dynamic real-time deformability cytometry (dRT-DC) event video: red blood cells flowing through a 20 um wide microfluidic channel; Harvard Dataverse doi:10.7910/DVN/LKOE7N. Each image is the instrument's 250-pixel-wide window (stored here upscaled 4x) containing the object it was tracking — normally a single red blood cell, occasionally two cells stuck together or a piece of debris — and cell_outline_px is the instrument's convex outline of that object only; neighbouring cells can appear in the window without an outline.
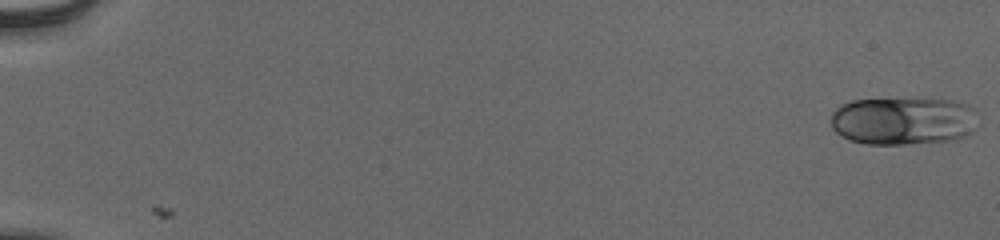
{"species": "human", "species_latin": "Homo sapiens", "temperature_condition": "cold", "stored_images_in_passage": 55, "camera_frame_rate_fps": 3000, "um_per_image_px": 0.085, "donor": {"sex": "male"}, "frame": {"image": 1, "passage_image": 1, "time_ms": 0.0, "image_size_px": [1000, 240], "cell_outline_px": [[976, 128], [972, 132], [956, 140], [904, 144], [864, 144], [848, 140], [840, 136], [832, 128], [832, 112], [836, 108], [852, 100], [908, 96], [928, 96], [956, 100], [972, 108]], "centroid_in_image_um": [76.76, 10.22], "position_along_channel_um": 8.2, "area_um2": 42.48}}
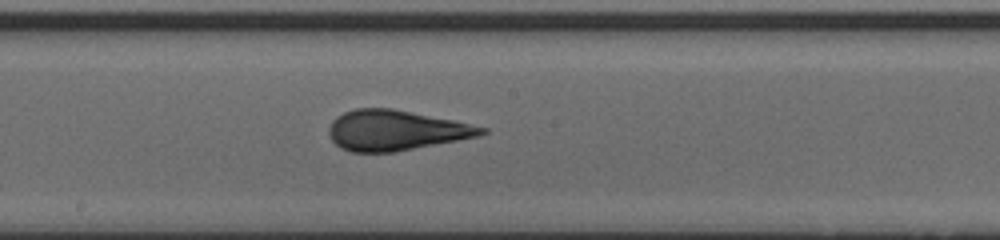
{"frame": {"image": 2, "passage_image": 32, "time_ms": 10.333, "image_size_px": [1000, 240], "cell_outline_px": [[488, 132], [480, 136], [396, 152], [352, 152], [340, 148], [332, 140], [328, 132], [328, 128], [332, 120], [336, 116], [344, 112], [356, 108], [392, 108], [452, 120], [488, 128]], "centroid_in_image_um": [33.62, 11.08], "position_along_channel_um": 214.6, "area_um2": 35.84}}
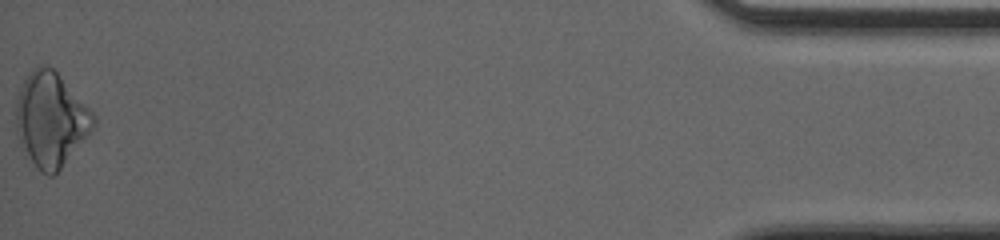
{"frame": {"image": 3, "passage_image": 55, "time_ms": 18.0, "image_size_px": [1000, 240], "cell_outline_px": [[96, 124], [60, 168], [52, 176], [48, 176], [40, 172], [32, 160], [20, 140], [16, 132], [16, 100], [20, 88], [24, 80], [32, 68], [36, 64], [40, 64], [52, 68], [56, 72], [96, 116]], "centroid_in_image_um": [4.3, 10.12], "position_along_channel_um": 430.9, "area_um2": 41.5}, "authors_computed_cell_mechanics": {"area_um2": 36.1828, "velocity_mm_per_s": 3.9111, "shape_relaxation_time_tau1_ms": 5.0156, "shape_relaxation_time_tau2_ms": 0.9315, "deformation_change_tau1": 0.1468, "deformation_change_tau2": 0.0485}}